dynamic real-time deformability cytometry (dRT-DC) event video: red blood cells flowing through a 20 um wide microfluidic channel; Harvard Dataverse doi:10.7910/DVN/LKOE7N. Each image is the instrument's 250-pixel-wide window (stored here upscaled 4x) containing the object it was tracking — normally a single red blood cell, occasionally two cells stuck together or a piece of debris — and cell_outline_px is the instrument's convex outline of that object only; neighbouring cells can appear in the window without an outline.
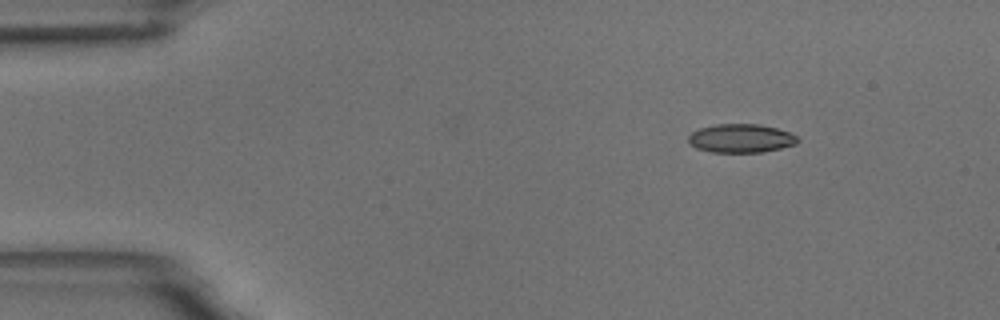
{"species": "common noctule bat (a hibernating species)", "species_latin": "Nyctalus noctula", "temperature_condition": "room temperature", "stored_images_in_passage": 49, "camera_frame_rate_fps": 3000, "um_per_image_px": 0.085, "animal": {"sex": "male", "body_mass_g": 18.8}, "frame": {"image": 1, "passage_image": 1, "time_ms": 0.0, "image_size_px": [1000, 320], "cell_outline_px": [[800, 140], [796, 144], [764, 152], [712, 152], [696, 148], [688, 144], [688, 136], [692, 132], [700, 128], [716, 124], [760, 124], [776, 128], [788, 132], [796, 136]], "centroid_in_image_um": [62.96, 11.76], "position_along_channel_um": 22.0, "area_um2": 18.26}}
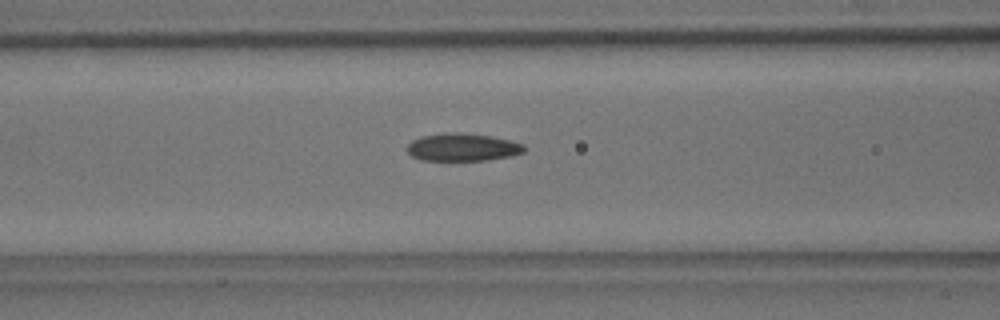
{"frame": {"image": 2, "passage_image": 16, "time_ms": 5.0, "image_size_px": [1000, 320], "cell_outline_px": [[524, 152], [512, 156], [488, 160], [420, 160], [412, 156], [408, 152], [408, 144], [412, 140], [420, 136], [460, 132], [492, 136], [524, 144]], "centroid_in_image_um": [39.33, 12.52], "position_along_channel_um": 127.3, "area_um2": 18.79}}
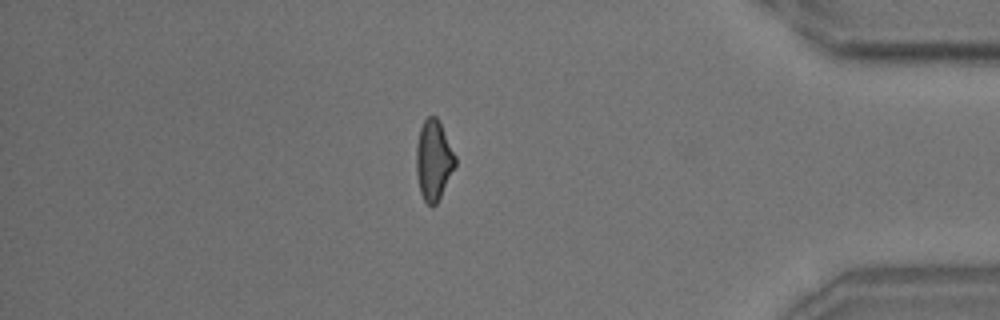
{"frame": {"image": 3, "passage_image": 41, "time_ms": 13.333, "image_size_px": [1000, 320], "cell_outline_px": [[456, 164], [436, 204], [432, 208], [424, 200], [420, 192], [416, 172], [416, 144], [420, 128], [424, 120], [428, 116], [436, 116], [456, 156]], "centroid_in_image_um": [36.84, 13.62], "position_along_channel_um": 398.4, "area_um2": 17.98}, "authors_computed_cell_mechanics": {"area_um2": 18.4382, "velocity_mm_per_s": 3.6655, "shape_relaxation_time_tau1_ms": 10.9934, "shape_relaxation_time_tau2_ms": 3.5074, "deformation_change_tau1": 0.1991, "deformation_change_tau2": 0.1154}}